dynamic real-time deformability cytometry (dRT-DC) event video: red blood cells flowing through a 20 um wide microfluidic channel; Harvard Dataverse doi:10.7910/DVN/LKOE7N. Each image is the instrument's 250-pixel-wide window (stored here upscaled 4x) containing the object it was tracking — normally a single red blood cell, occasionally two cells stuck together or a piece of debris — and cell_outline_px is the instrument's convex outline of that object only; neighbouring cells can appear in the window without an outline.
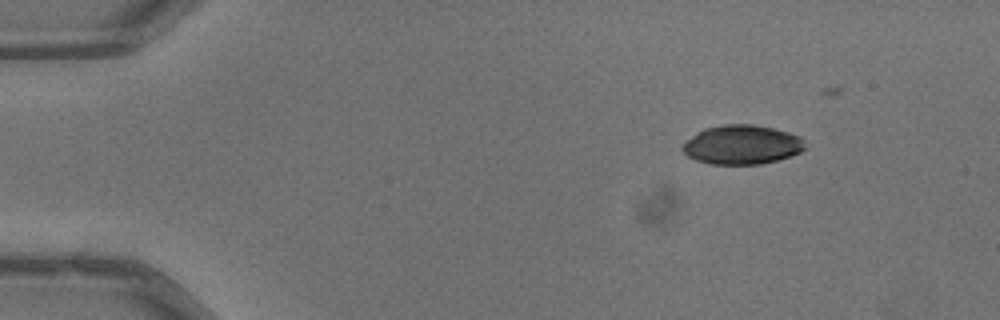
{"species": "common noctule bat (a hibernating species)", "species_latin": "Nyctalus noctula", "temperature_condition": "warm", "stored_images_in_passage": 17, "camera_frame_rate_fps": 3000, "um_per_image_px": 0.085, "animal": {"sex": "male", "body_mass_g": 13.3}, "frame": {"image": 1, "passage_image": 1, "time_ms": 0.0, "image_size_px": [1000, 320], "cell_outline_px": [[804, 148], [800, 152], [792, 156], [760, 164], [712, 164], [696, 160], [688, 156], [680, 148], [692, 136], [704, 128], [724, 124], [752, 124], [772, 128], [788, 132], [800, 136], [804, 140]], "centroid_in_image_um": [63.07, 12.3], "position_along_channel_um": 21.9, "area_um2": 27.86}}
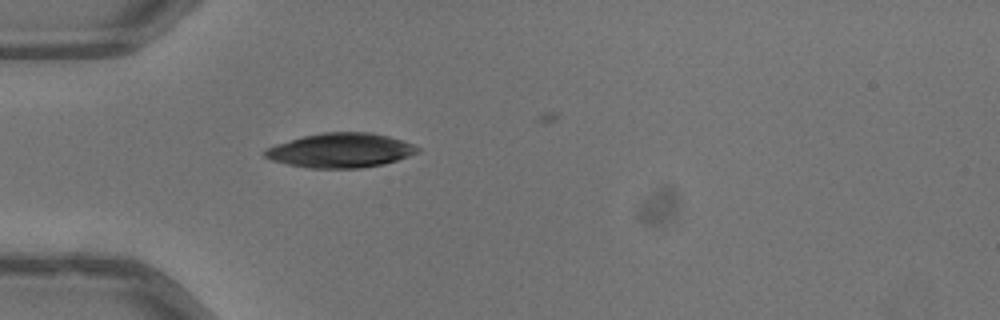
{"frame": {"image": 2, "passage_image": 10, "time_ms": 3.0, "image_size_px": [1000, 320], "cell_outline_px": [[420, 152], [384, 164], [360, 168], [308, 168], [288, 164], [272, 160], [264, 156], [264, 152], [268, 148], [276, 144], [304, 136], [324, 132], [372, 132], [404, 140], [420, 148]], "centroid_in_image_um": [28.99, 12.78], "position_along_channel_um": 56.0, "area_um2": 30.52}}
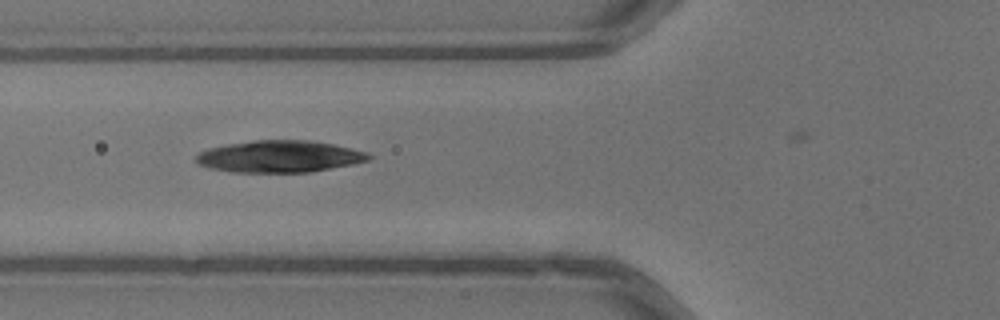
{"frame": {"image": 3, "passage_image": 14, "time_ms": 4.333, "image_size_px": [1000, 320], "cell_outline_px": [[372, 156], [368, 160], [356, 164], [312, 172], [232, 172], [212, 168], [200, 164], [196, 160], [196, 156], [200, 152], [208, 148], [228, 144], [252, 140], [308, 140], [332, 144], [352, 148], [368, 152]], "centroid_in_image_um": [23.81, 13.3], "position_along_channel_um": 102.0, "area_um2": 32.08}}